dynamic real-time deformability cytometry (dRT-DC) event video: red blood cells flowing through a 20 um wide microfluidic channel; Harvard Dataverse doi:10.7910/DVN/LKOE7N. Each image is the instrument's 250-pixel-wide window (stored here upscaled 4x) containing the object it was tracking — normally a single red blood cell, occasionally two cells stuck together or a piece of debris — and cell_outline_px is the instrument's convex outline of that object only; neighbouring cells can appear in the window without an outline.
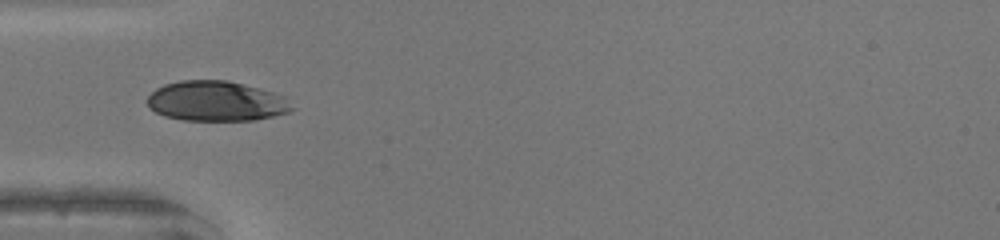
{"species": "human", "species_latin": "Homo sapiens", "temperature_condition": "warm", "stored_images_in_passage": 32, "camera_frame_rate_fps": 3000, "um_per_image_px": 0.085, "donor": {"sex": "female"}, "frame": {"image": 1, "passage_image": 1, "time_ms": 0.0, "image_size_px": [1000, 240], "cell_outline_px": [[272, 112], [260, 116], [224, 120], [208, 120], [176, 116], [164, 88], [172, 84], [232, 84]], "centroid_in_image_um": [18.09, 8.68], "position_along_channel_um": 66.9, "area_um2": 20.87}}
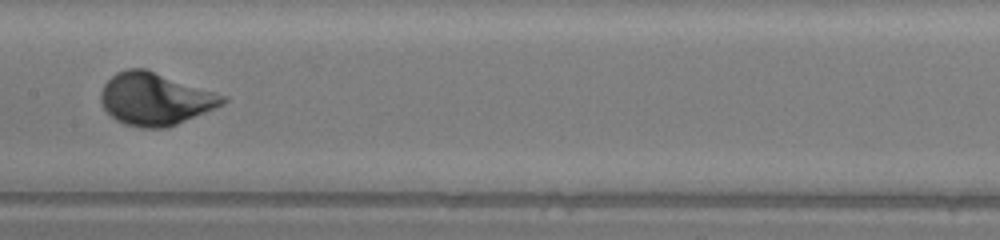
{"frame": {"image": 2, "passage_image": 10, "time_ms": 3.0, "image_size_px": [1000, 240], "cell_outline_px": [[208, 104], [176, 120], [164, 124], [148, 124], [128, 120], [120, 116], [116, 112], [116, 108], [136, 72], [148, 72]], "centroid_in_image_um": [13.21, 8.59], "position_along_channel_um": 194.2, "area_um2": 21.15}}
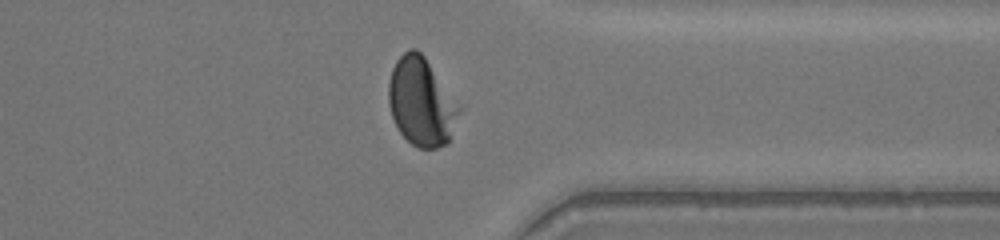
{"frame": {"image": 3, "passage_image": 23, "time_ms": 7.333, "image_size_px": [1000, 240], "cell_outline_px": [[444, 140], [436, 144], [420, 144], [412, 140], [400, 128], [396, 120], [392, 108], [392, 76], [400, 60], [408, 52], [416, 52], [424, 60], [428, 72]], "centroid_in_image_um": [35.31, 8.59], "position_along_channel_um": 376.1, "area_um2": 23.99}}